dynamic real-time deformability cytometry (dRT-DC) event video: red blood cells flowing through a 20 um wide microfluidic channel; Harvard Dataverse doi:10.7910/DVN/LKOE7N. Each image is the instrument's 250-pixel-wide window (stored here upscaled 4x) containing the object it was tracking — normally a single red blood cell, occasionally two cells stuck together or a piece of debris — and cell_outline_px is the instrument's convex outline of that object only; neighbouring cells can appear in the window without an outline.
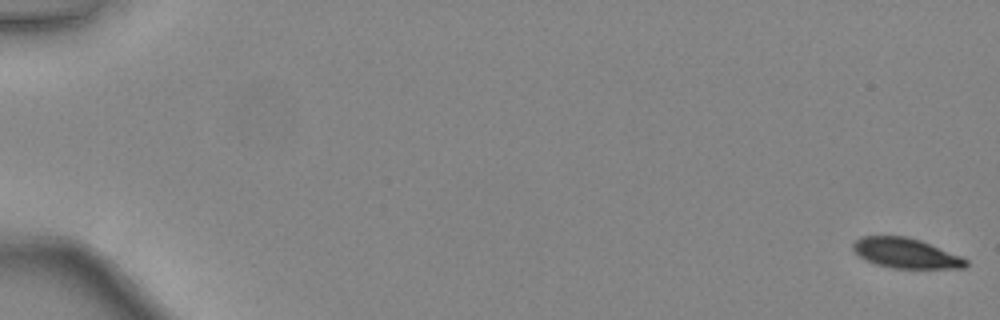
{"species": "common noctule bat (a hibernating species)", "species_latin": "Nyctalus noctula", "temperature_condition": "warm", "stored_images_in_passage": 49, "segment_of_instrument_passage": [1, 2], "camera_frame_rate_fps": 3000, "um_per_image_px": 0.085, "animal": {"sex": "female", "body_mass_g": 24.6, "forearm_length_mm": 56.2}, "frame": {"image": 1, "passage_image": 1, "time_ms": 0.0, "image_size_px": [1000, 320], "cell_outline_px": [[968, 264], [964, 268], [892, 268], [876, 264], [860, 256], [852, 248], [852, 244], [860, 236], [904, 236], [920, 240], [960, 256], [968, 260]], "centroid_in_image_um": [76.99, 21.52], "position_along_channel_um": 8.0, "area_um2": 19.48}}
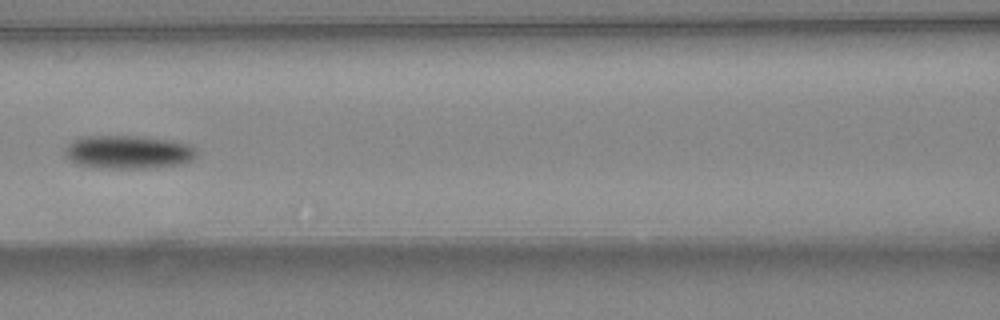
{"frame": {"image": 2, "passage_image": 24, "time_ms": 7.667, "image_size_px": [1000, 320], "cell_outline_px": [[200, 152], [192, 160], [180, 164], [152, 168], [96, 168], [76, 164], [68, 160], [64, 156], [64, 148], [68, 144], [76, 140], [88, 136], [136, 136], [172, 140], [188, 144], [196, 148]], "centroid_in_image_um": [10.91, 12.94], "position_along_channel_um": 155.7, "area_um2": 25.89}}
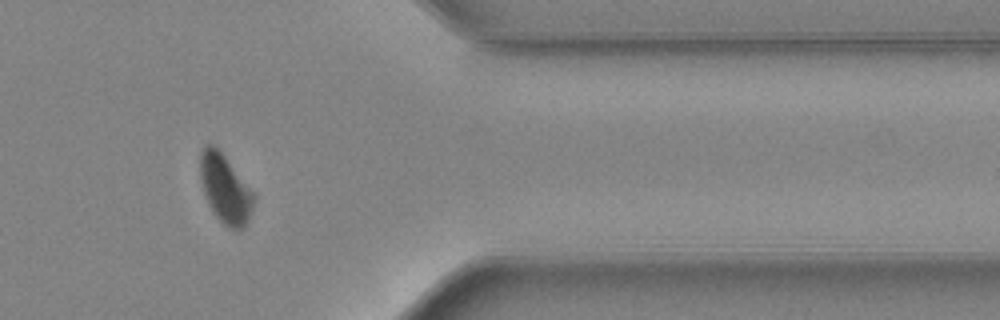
{"frame": {"image": 3, "passage_image": 41, "time_ms": 13.333, "image_size_px": [1000, 320], "cell_outline_px": [[256, 196], [248, 220], [244, 228], [228, 228], [216, 216], [208, 204], [200, 180], [200, 152], [204, 144], [212, 144], [224, 156]], "centroid_in_image_um": [19.12, 16.05], "position_along_channel_um": 392.3, "area_um2": 21.04}}